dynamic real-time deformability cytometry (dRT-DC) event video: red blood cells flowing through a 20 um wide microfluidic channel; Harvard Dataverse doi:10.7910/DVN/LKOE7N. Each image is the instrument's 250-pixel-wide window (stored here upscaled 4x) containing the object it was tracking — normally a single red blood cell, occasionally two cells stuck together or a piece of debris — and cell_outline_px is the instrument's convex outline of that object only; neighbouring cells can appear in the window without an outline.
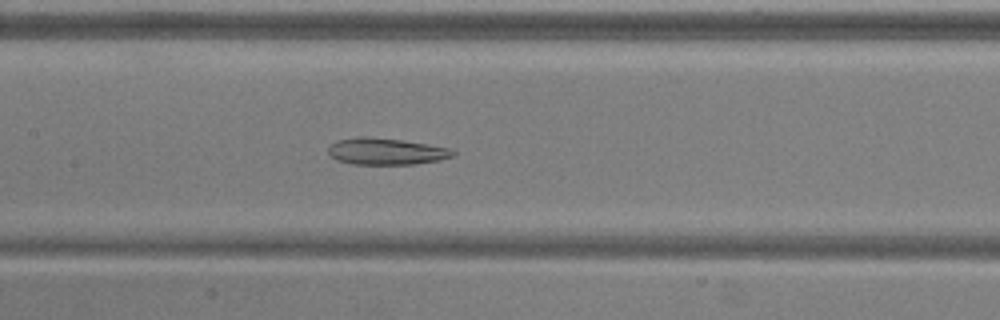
{"species": "common noctule bat (a hibernating species)", "species_latin": "Nyctalus noctula", "temperature_condition": "warm", "stored_images_in_passage": 52, "camera_frame_rate_fps": 3000, "um_per_image_px": 0.085, "animal": {"sex": "male", "body_mass_g": 20.5, "forearm_length_mm": 52.5}, "frame": {"image": 1, "passage_image": 24, "time_ms": 7.667, "image_size_px": [1000, 320], "cell_outline_px": [[456, 156], [440, 160], [412, 164], [352, 164], [336, 160], [328, 152], [328, 148], [336, 140], [356, 136], [368, 136], [404, 140], [428, 144], [448, 148], [456, 152]], "centroid_in_image_um": [32.82, 12.86], "position_along_channel_um": 174.6, "area_um2": 19.54}}
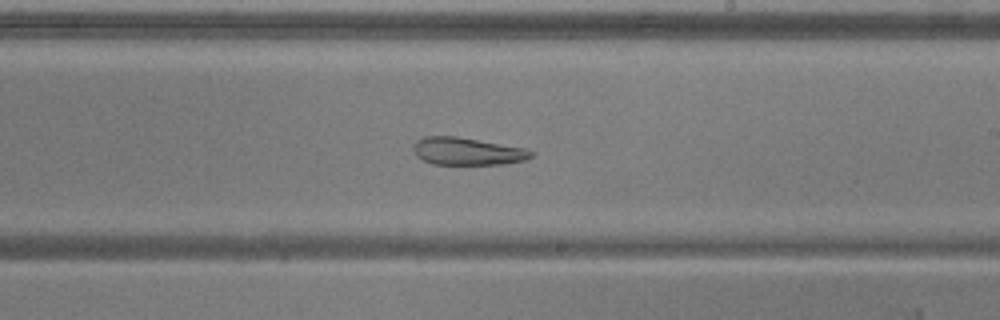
{"frame": {"image": 2, "passage_image": 30, "time_ms": 9.667, "image_size_px": [1000, 320], "cell_outline_px": [[536, 156], [528, 160], [504, 164], [432, 164], [416, 156], [412, 148], [416, 140], [424, 136], [456, 136], [524, 148], [536, 152]], "centroid_in_image_um": [39.76, 12.86], "position_along_channel_um": 249.2, "area_um2": 19.07}}
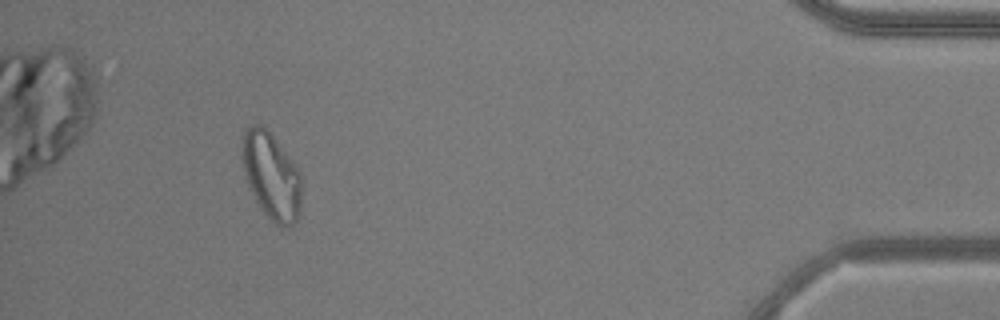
{"frame": {"image": 3, "passage_image": 48, "time_ms": 15.667, "image_size_px": [1000, 320], "cell_outline_px": [[300, 216], [288, 228], [284, 228], [276, 224], [264, 212], [248, 188], [244, 172], [244, 128], [252, 124], [260, 124], [272, 136], [292, 160], [300, 172]], "centroid_in_image_um": [23.08, 14.99], "position_along_channel_um": 412.1, "area_um2": 29.42}, "authors_computed_cell_mechanics": {"area_um2": 27.3105, "velocity_mm_per_s": 3.7506, "shape_relaxation_time_tau1_ms": null, "shape_relaxation_time_tau2_ms": 2.9498, "deformation_change_tau1": null, "deformation_change_tau2": 0.1228}}